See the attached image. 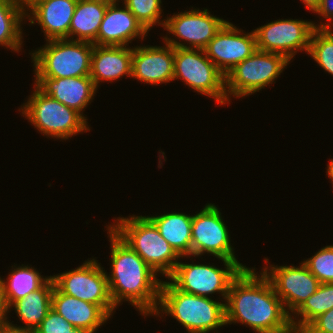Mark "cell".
<instances>
[{"label":"cell","mask_w":333,"mask_h":333,"mask_svg":"<svg viewBox=\"0 0 333 333\" xmlns=\"http://www.w3.org/2000/svg\"><path fill=\"white\" fill-rule=\"evenodd\" d=\"M53 289L54 281L51 277L40 289L29 293L22 299L14 301L9 306V312L11 311L10 308L13 309L14 307L19 320L25 324L18 327L33 333L52 309Z\"/></svg>","instance_id":"7402d4cb"},{"label":"cell","mask_w":333,"mask_h":333,"mask_svg":"<svg viewBox=\"0 0 333 333\" xmlns=\"http://www.w3.org/2000/svg\"><path fill=\"white\" fill-rule=\"evenodd\" d=\"M8 318H0V331L3 328V326L9 322V320H7Z\"/></svg>","instance_id":"ab89813d"},{"label":"cell","mask_w":333,"mask_h":333,"mask_svg":"<svg viewBox=\"0 0 333 333\" xmlns=\"http://www.w3.org/2000/svg\"><path fill=\"white\" fill-rule=\"evenodd\" d=\"M134 79L158 85L169 83L174 77V47L136 46L132 48V75Z\"/></svg>","instance_id":"e0dca14e"},{"label":"cell","mask_w":333,"mask_h":333,"mask_svg":"<svg viewBox=\"0 0 333 333\" xmlns=\"http://www.w3.org/2000/svg\"><path fill=\"white\" fill-rule=\"evenodd\" d=\"M308 326L316 333H333V308L319 315Z\"/></svg>","instance_id":"1f68e13d"},{"label":"cell","mask_w":333,"mask_h":333,"mask_svg":"<svg viewBox=\"0 0 333 333\" xmlns=\"http://www.w3.org/2000/svg\"><path fill=\"white\" fill-rule=\"evenodd\" d=\"M111 274H107L110 295L117 308L128 301L143 316L154 315L159 306L162 281L157 273L109 227Z\"/></svg>","instance_id":"7a4b0ae2"},{"label":"cell","mask_w":333,"mask_h":333,"mask_svg":"<svg viewBox=\"0 0 333 333\" xmlns=\"http://www.w3.org/2000/svg\"><path fill=\"white\" fill-rule=\"evenodd\" d=\"M26 18L25 0H0V45L11 51H21L22 20Z\"/></svg>","instance_id":"d4e9b609"},{"label":"cell","mask_w":333,"mask_h":333,"mask_svg":"<svg viewBox=\"0 0 333 333\" xmlns=\"http://www.w3.org/2000/svg\"><path fill=\"white\" fill-rule=\"evenodd\" d=\"M28 101L19 108L37 130L47 137L67 140L91 130L87 120L76 110L42 93L35 85Z\"/></svg>","instance_id":"8992f818"},{"label":"cell","mask_w":333,"mask_h":333,"mask_svg":"<svg viewBox=\"0 0 333 333\" xmlns=\"http://www.w3.org/2000/svg\"><path fill=\"white\" fill-rule=\"evenodd\" d=\"M107 225L135 251L157 274L168 278L180 261V255L162 237L147 216L118 217ZM179 258V261H178Z\"/></svg>","instance_id":"277c9868"},{"label":"cell","mask_w":333,"mask_h":333,"mask_svg":"<svg viewBox=\"0 0 333 333\" xmlns=\"http://www.w3.org/2000/svg\"><path fill=\"white\" fill-rule=\"evenodd\" d=\"M117 2L107 6L97 39L93 42L99 46H128L136 38L147 36L148 31L124 5Z\"/></svg>","instance_id":"ac0fdd59"},{"label":"cell","mask_w":333,"mask_h":333,"mask_svg":"<svg viewBox=\"0 0 333 333\" xmlns=\"http://www.w3.org/2000/svg\"><path fill=\"white\" fill-rule=\"evenodd\" d=\"M108 5L101 1L78 0L69 27V39L93 43Z\"/></svg>","instance_id":"cb8c5ba5"},{"label":"cell","mask_w":333,"mask_h":333,"mask_svg":"<svg viewBox=\"0 0 333 333\" xmlns=\"http://www.w3.org/2000/svg\"><path fill=\"white\" fill-rule=\"evenodd\" d=\"M75 327L51 309L33 333H70Z\"/></svg>","instance_id":"4dcf8cb0"},{"label":"cell","mask_w":333,"mask_h":333,"mask_svg":"<svg viewBox=\"0 0 333 333\" xmlns=\"http://www.w3.org/2000/svg\"><path fill=\"white\" fill-rule=\"evenodd\" d=\"M308 54L323 70L333 76V32L331 29L313 31Z\"/></svg>","instance_id":"83f0119b"},{"label":"cell","mask_w":333,"mask_h":333,"mask_svg":"<svg viewBox=\"0 0 333 333\" xmlns=\"http://www.w3.org/2000/svg\"><path fill=\"white\" fill-rule=\"evenodd\" d=\"M333 0H321L319 8L315 11V13L319 14L324 19L326 18L327 23H321L316 25L314 23L315 29H332L333 26Z\"/></svg>","instance_id":"d6a6232c"},{"label":"cell","mask_w":333,"mask_h":333,"mask_svg":"<svg viewBox=\"0 0 333 333\" xmlns=\"http://www.w3.org/2000/svg\"><path fill=\"white\" fill-rule=\"evenodd\" d=\"M124 5L136 17V19L149 31L153 26L164 27L166 19H161L163 10L161 0H123Z\"/></svg>","instance_id":"f1b7e54d"},{"label":"cell","mask_w":333,"mask_h":333,"mask_svg":"<svg viewBox=\"0 0 333 333\" xmlns=\"http://www.w3.org/2000/svg\"><path fill=\"white\" fill-rule=\"evenodd\" d=\"M0 333H32L26 329L18 327L17 324H12V322H7L3 328L1 329Z\"/></svg>","instance_id":"836d02e7"},{"label":"cell","mask_w":333,"mask_h":333,"mask_svg":"<svg viewBox=\"0 0 333 333\" xmlns=\"http://www.w3.org/2000/svg\"><path fill=\"white\" fill-rule=\"evenodd\" d=\"M300 264L298 267L269 265L262 270L290 316L294 315L321 284L303 261Z\"/></svg>","instance_id":"5bb4252c"},{"label":"cell","mask_w":333,"mask_h":333,"mask_svg":"<svg viewBox=\"0 0 333 333\" xmlns=\"http://www.w3.org/2000/svg\"><path fill=\"white\" fill-rule=\"evenodd\" d=\"M77 2L78 0H25L26 18L30 20V24L40 25L46 41L68 39Z\"/></svg>","instance_id":"2e32d148"},{"label":"cell","mask_w":333,"mask_h":333,"mask_svg":"<svg viewBox=\"0 0 333 333\" xmlns=\"http://www.w3.org/2000/svg\"><path fill=\"white\" fill-rule=\"evenodd\" d=\"M11 267L12 272L8 274L7 281L0 277V283L2 284L8 307L14 301L40 289L51 278V275L44 278L38 270L28 265Z\"/></svg>","instance_id":"484cf974"},{"label":"cell","mask_w":333,"mask_h":333,"mask_svg":"<svg viewBox=\"0 0 333 333\" xmlns=\"http://www.w3.org/2000/svg\"><path fill=\"white\" fill-rule=\"evenodd\" d=\"M285 333H316L308 325L291 324Z\"/></svg>","instance_id":"e575fe53"},{"label":"cell","mask_w":333,"mask_h":333,"mask_svg":"<svg viewBox=\"0 0 333 333\" xmlns=\"http://www.w3.org/2000/svg\"><path fill=\"white\" fill-rule=\"evenodd\" d=\"M95 1H101V2H106V3H115V2H120V0H95Z\"/></svg>","instance_id":"60d3db41"},{"label":"cell","mask_w":333,"mask_h":333,"mask_svg":"<svg viewBox=\"0 0 333 333\" xmlns=\"http://www.w3.org/2000/svg\"><path fill=\"white\" fill-rule=\"evenodd\" d=\"M220 260L225 269L209 264H194L193 261L191 264L178 262L168 280L185 293L208 297L216 292L226 302L232 281L248 267L239 261Z\"/></svg>","instance_id":"ba28073f"},{"label":"cell","mask_w":333,"mask_h":333,"mask_svg":"<svg viewBox=\"0 0 333 333\" xmlns=\"http://www.w3.org/2000/svg\"><path fill=\"white\" fill-rule=\"evenodd\" d=\"M51 277L62 293L99 305L110 317L116 309L110 295L107 272L94 258L76 269Z\"/></svg>","instance_id":"30bf717a"},{"label":"cell","mask_w":333,"mask_h":333,"mask_svg":"<svg viewBox=\"0 0 333 333\" xmlns=\"http://www.w3.org/2000/svg\"><path fill=\"white\" fill-rule=\"evenodd\" d=\"M180 78L191 89L214 98L218 104L228 103L225 75L206 56L203 49L174 48L173 80Z\"/></svg>","instance_id":"9c48e42d"},{"label":"cell","mask_w":333,"mask_h":333,"mask_svg":"<svg viewBox=\"0 0 333 333\" xmlns=\"http://www.w3.org/2000/svg\"><path fill=\"white\" fill-rule=\"evenodd\" d=\"M9 307L7 306L2 284L0 283V318H8Z\"/></svg>","instance_id":"d590c367"},{"label":"cell","mask_w":333,"mask_h":333,"mask_svg":"<svg viewBox=\"0 0 333 333\" xmlns=\"http://www.w3.org/2000/svg\"><path fill=\"white\" fill-rule=\"evenodd\" d=\"M243 33V30L227 21L203 49L206 56L225 76L257 49L254 30Z\"/></svg>","instance_id":"9a60e30c"},{"label":"cell","mask_w":333,"mask_h":333,"mask_svg":"<svg viewBox=\"0 0 333 333\" xmlns=\"http://www.w3.org/2000/svg\"><path fill=\"white\" fill-rule=\"evenodd\" d=\"M290 61L282 54L256 49L225 76V92L230 103L234 98L249 96L273 84Z\"/></svg>","instance_id":"52a82bcc"},{"label":"cell","mask_w":333,"mask_h":333,"mask_svg":"<svg viewBox=\"0 0 333 333\" xmlns=\"http://www.w3.org/2000/svg\"><path fill=\"white\" fill-rule=\"evenodd\" d=\"M132 75V48L127 46H99L93 44L90 77L96 88L103 81L119 80Z\"/></svg>","instance_id":"ffe728a7"},{"label":"cell","mask_w":333,"mask_h":333,"mask_svg":"<svg viewBox=\"0 0 333 333\" xmlns=\"http://www.w3.org/2000/svg\"><path fill=\"white\" fill-rule=\"evenodd\" d=\"M93 43L70 39L47 40L31 53L35 77L90 76Z\"/></svg>","instance_id":"5b68a950"},{"label":"cell","mask_w":333,"mask_h":333,"mask_svg":"<svg viewBox=\"0 0 333 333\" xmlns=\"http://www.w3.org/2000/svg\"><path fill=\"white\" fill-rule=\"evenodd\" d=\"M159 305L154 316L171 315L188 333L214 332L226 325L225 303L185 293L170 281L161 283Z\"/></svg>","instance_id":"3957f363"},{"label":"cell","mask_w":333,"mask_h":333,"mask_svg":"<svg viewBox=\"0 0 333 333\" xmlns=\"http://www.w3.org/2000/svg\"><path fill=\"white\" fill-rule=\"evenodd\" d=\"M35 86L45 95L83 115V109L94 99L97 88L90 76L51 78L35 77ZM90 102V103H89Z\"/></svg>","instance_id":"d6986e66"},{"label":"cell","mask_w":333,"mask_h":333,"mask_svg":"<svg viewBox=\"0 0 333 333\" xmlns=\"http://www.w3.org/2000/svg\"><path fill=\"white\" fill-rule=\"evenodd\" d=\"M320 283H333V245H327L303 262Z\"/></svg>","instance_id":"f546056e"},{"label":"cell","mask_w":333,"mask_h":333,"mask_svg":"<svg viewBox=\"0 0 333 333\" xmlns=\"http://www.w3.org/2000/svg\"><path fill=\"white\" fill-rule=\"evenodd\" d=\"M309 11H315L319 8L321 0H301Z\"/></svg>","instance_id":"8d00e7d4"},{"label":"cell","mask_w":333,"mask_h":333,"mask_svg":"<svg viewBox=\"0 0 333 333\" xmlns=\"http://www.w3.org/2000/svg\"><path fill=\"white\" fill-rule=\"evenodd\" d=\"M156 226L162 237L183 258L191 256L192 215L185 213H167L147 216Z\"/></svg>","instance_id":"603a6c76"},{"label":"cell","mask_w":333,"mask_h":333,"mask_svg":"<svg viewBox=\"0 0 333 333\" xmlns=\"http://www.w3.org/2000/svg\"><path fill=\"white\" fill-rule=\"evenodd\" d=\"M191 236L192 256L198 257L207 252L218 259L238 261L230 242L229 230L216 205L208 203L203 210L192 215Z\"/></svg>","instance_id":"7c38bea8"},{"label":"cell","mask_w":333,"mask_h":333,"mask_svg":"<svg viewBox=\"0 0 333 333\" xmlns=\"http://www.w3.org/2000/svg\"><path fill=\"white\" fill-rule=\"evenodd\" d=\"M52 309L76 328L96 333L111 318L99 305L62 293L55 285L52 293Z\"/></svg>","instance_id":"44dd1931"},{"label":"cell","mask_w":333,"mask_h":333,"mask_svg":"<svg viewBox=\"0 0 333 333\" xmlns=\"http://www.w3.org/2000/svg\"><path fill=\"white\" fill-rule=\"evenodd\" d=\"M332 308L333 283H321L317 291L312 294L294 313L296 316H291V324L309 325L319 315L329 311Z\"/></svg>","instance_id":"4316f807"},{"label":"cell","mask_w":333,"mask_h":333,"mask_svg":"<svg viewBox=\"0 0 333 333\" xmlns=\"http://www.w3.org/2000/svg\"><path fill=\"white\" fill-rule=\"evenodd\" d=\"M326 173L329 177V179H331V181H333V159L330 160L329 164L327 165V169H326Z\"/></svg>","instance_id":"74e56055"},{"label":"cell","mask_w":333,"mask_h":333,"mask_svg":"<svg viewBox=\"0 0 333 333\" xmlns=\"http://www.w3.org/2000/svg\"><path fill=\"white\" fill-rule=\"evenodd\" d=\"M226 22L224 19L211 15L205 8L203 11L193 8L178 12L171 17L167 16L163 28L176 39L186 41L189 45L178 42L174 38H168L167 35L163 39L166 44L174 48L204 49Z\"/></svg>","instance_id":"4fadbf2b"},{"label":"cell","mask_w":333,"mask_h":333,"mask_svg":"<svg viewBox=\"0 0 333 333\" xmlns=\"http://www.w3.org/2000/svg\"><path fill=\"white\" fill-rule=\"evenodd\" d=\"M254 271L243 269L232 281L225 302L226 325L237 322L257 333H285L291 316L269 279Z\"/></svg>","instance_id":"6da1fadb"},{"label":"cell","mask_w":333,"mask_h":333,"mask_svg":"<svg viewBox=\"0 0 333 333\" xmlns=\"http://www.w3.org/2000/svg\"><path fill=\"white\" fill-rule=\"evenodd\" d=\"M314 22L299 19H279L254 30L258 50L279 53L289 61L297 51L308 53Z\"/></svg>","instance_id":"8fae6325"},{"label":"cell","mask_w":333,"mask_h":333,"mask_svg":"<svg viewBox=\"0 0 333 333\" xmlns=\"http://www.w3.org/2000/svg\"><path fill=\"white\" fill-rule=\"evenodd\" d=\"M70 333H92V332H90V331H88V330H86V329H83V328H74L73 330H72V332H70Z\"/></svg>","instance_id":"f35d334b"}]
</instances>
